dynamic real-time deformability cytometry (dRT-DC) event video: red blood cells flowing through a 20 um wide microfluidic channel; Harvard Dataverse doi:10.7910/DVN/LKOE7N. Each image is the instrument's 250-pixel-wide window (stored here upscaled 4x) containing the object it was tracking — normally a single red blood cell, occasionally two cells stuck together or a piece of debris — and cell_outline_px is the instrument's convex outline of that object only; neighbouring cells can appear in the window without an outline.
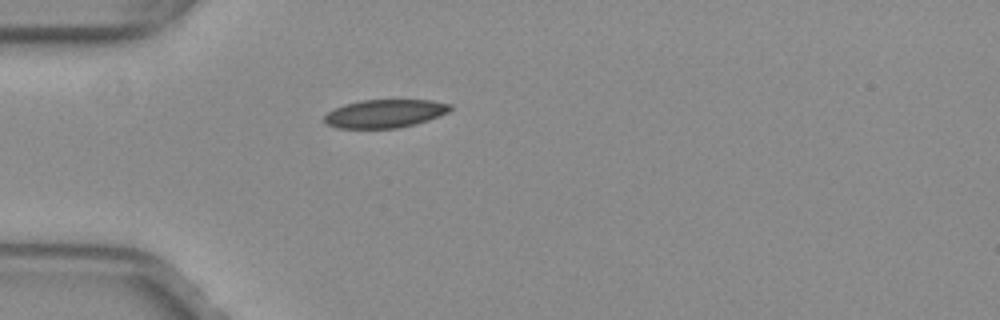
{"species": "common noctule bat (a hibernating species)", "species_latin": "Nyctalus noctula", "temperature_condition": "warm", "stored_images_in_passage": 38, "camera_frame_rate_fps": 3000, "um_per_image_px": 0.085, "animal": {"sex": "female", "body_mass_g": 29.2, "forearm_length_mm": 56.3}, "frame": {"image": 1, "passage_image": 1, "time_ms": 0.0, "image_size_px": [1000, 320], "cell_outline_px": [[452, 108], [448, 112], [440, 116], [416, 124], [396, 128], [336, 128], [328, 124], [324, 120], [324, 116], [328, 112], [344, 104], [360, 100], [432, 100], [452, 104]], "centroid_in_image_um": [32.74, 9.65], "position_along_channel_um": 52.3, "area_um2": 20.75}}
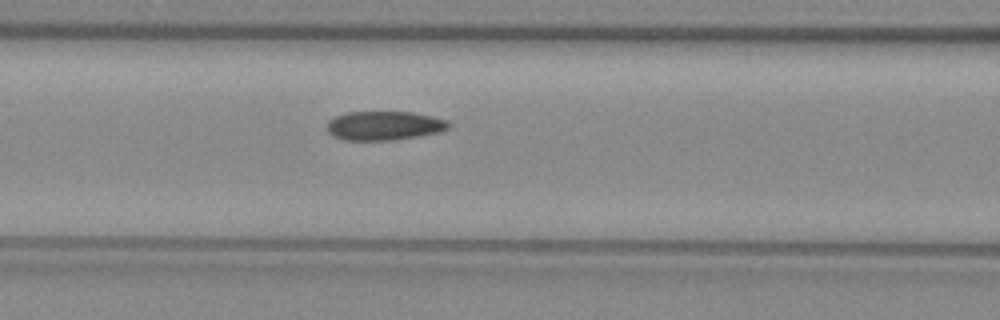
{"frame": {"image": 2, "passage_image": 8, "time_ms": 2.333, "image_size_px": [1000, 320], "cell_outline_px": [[452, 124], [448, 128], [440, 132], [392, 140], [344, 140], [332, 136], [328, 132], [328, 120], [344, 112], [412, 112], [432, 116], [448, 120]], "centroid_in_image_um": [32.66, 10.67], "position_along_channel_um": 133.9, "area_um2": 20.63}}
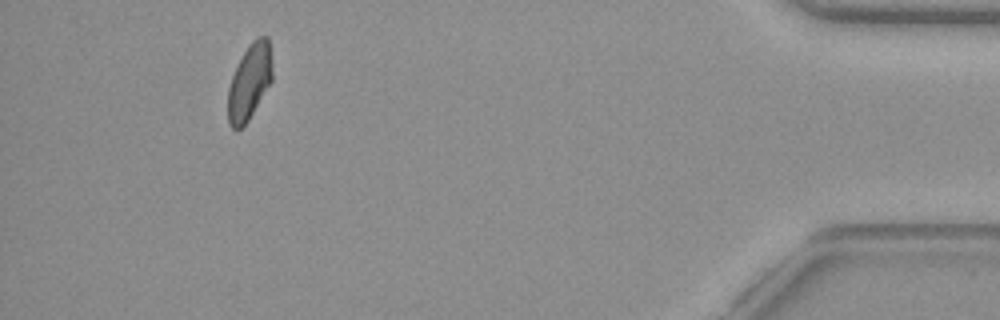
{"frame": {"image": 3, "passage_image": 34, "time_ms": 11.0, "image_size_px": [1000, 320], "cell_outline_px": [[272, 80], [248, 120], [240, 128], [232, 128], [228, 124], [228, 88], [232, 76], [244, 52], [252, 40], [260, 36], [268, 36], [272, 68]], "centroid_in_image_um": [21.2, 6.95], "position_along_channel_um": 414.0, "area_um2": 19.19}, "authors_computed_cell_mechanics": {"area_um2": 20.6924, "velocity_mm_per_s": 3.9876, "shape_relaxation_time_tau1_ms": null, "shape_relaxation_time_tau2_ms": 3.2042, "deformation_change_tau1": null, "deformation_change_tau2": 0.0641}}